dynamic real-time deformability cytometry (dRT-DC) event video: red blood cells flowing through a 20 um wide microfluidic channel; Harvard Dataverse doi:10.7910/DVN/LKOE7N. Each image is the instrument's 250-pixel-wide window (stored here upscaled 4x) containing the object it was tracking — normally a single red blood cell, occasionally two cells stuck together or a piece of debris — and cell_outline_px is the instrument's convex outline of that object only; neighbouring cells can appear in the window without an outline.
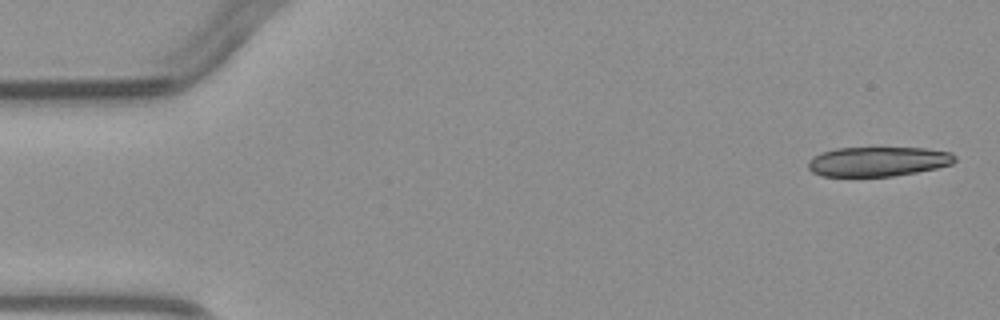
{"species": "common noctule bat (a hibernating species)", "species_latin": "Nyctalus noctula", "temperature_condition": "warm", "stored_images_in_passage": 5, "camera_frame_rate_fps": 3000, "um_per_image_px": 0.085, "animal": {"sex": "male", "body_mass_g": 23.1, "forearm_length_mm": 52.7}, "frame": {"image": 1, "passage_image": 1, "time_ms": 0.0, "image_size_px": [1000, 320], "cell_outline_px": [[956, 160], [952, 164], [936, 168], [916, 172], [892, 176], [820, 176], [812, 172], [808, 168], [808, 160], [812, 156], [820, 152], [836, 148], [924, 148], [952, 152], [956, 156]], "centroid_in_image_um": [74.6, 13.72], "position_along_channel_um": 10.4, "area_um2": 25.43}}
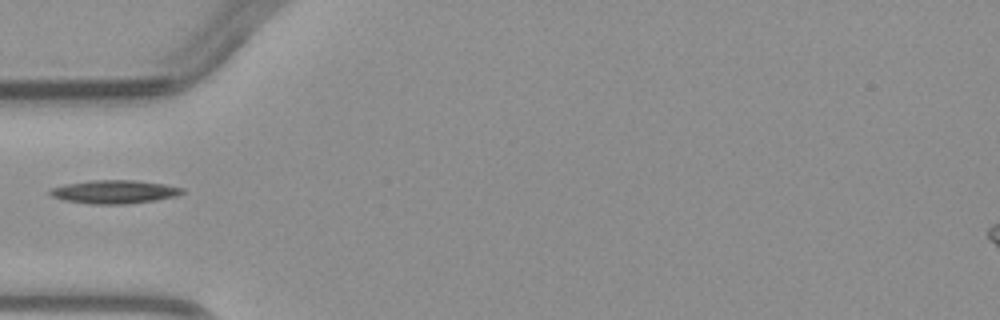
{"frame": {"image": 2, "passage_image": 5, "time_ms": 4.667, "image_size_px": [1000, 320], "cell_outline_px": [[184, 192], [176, 196], [156, 200], [124, 204], [92, 204], [64, 200], [52, 196], [48, 192], [52, 188], [64, 184], [92, 180], [136, 180], [164, 184], [184, 188]], "centroid_in_image_um": [9.73, 16.3], "position_along_channel_um": 75.3, "area_um2": 17.98}}